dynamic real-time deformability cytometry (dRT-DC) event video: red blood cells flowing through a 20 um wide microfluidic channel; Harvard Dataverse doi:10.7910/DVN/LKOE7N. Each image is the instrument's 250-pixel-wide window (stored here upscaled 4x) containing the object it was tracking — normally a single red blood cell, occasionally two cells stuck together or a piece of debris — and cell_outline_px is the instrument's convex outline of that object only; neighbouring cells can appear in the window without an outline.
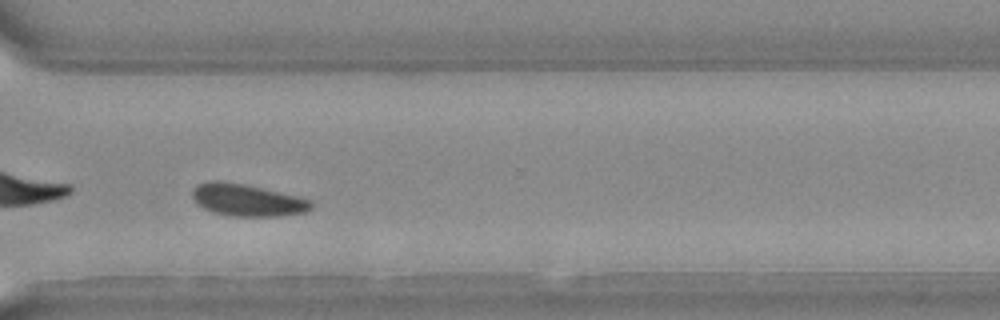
{"species": "Egyptian fruit bat (a non-hibernating species)", "species_latin": "Rousettus aegyptiacus", "temperature_condition": "warm", "stored_images_in_passage": 32, "camera_frame_rate_fps": 3000, "um_per_image_px": 0.085, "animal": {"sex": "female"}, "frame": {"image": 1, "passage_image": 23, "time_ms": 7.333, "image_size_px": [1000, 320], "cell_outline_px": [[312, 208], [304, 212], [276, 216], [232, 216], [212, 212], [204, 208], [192, 196], [192, 188], [196, 184], [212, 180], [220, 180], [244, 184], [296, 196], [312, 200]], "centroid_in_image_um": [20.98, 16.99], "position_along_channel_um": 349.6, "area_um2": 22.02}}